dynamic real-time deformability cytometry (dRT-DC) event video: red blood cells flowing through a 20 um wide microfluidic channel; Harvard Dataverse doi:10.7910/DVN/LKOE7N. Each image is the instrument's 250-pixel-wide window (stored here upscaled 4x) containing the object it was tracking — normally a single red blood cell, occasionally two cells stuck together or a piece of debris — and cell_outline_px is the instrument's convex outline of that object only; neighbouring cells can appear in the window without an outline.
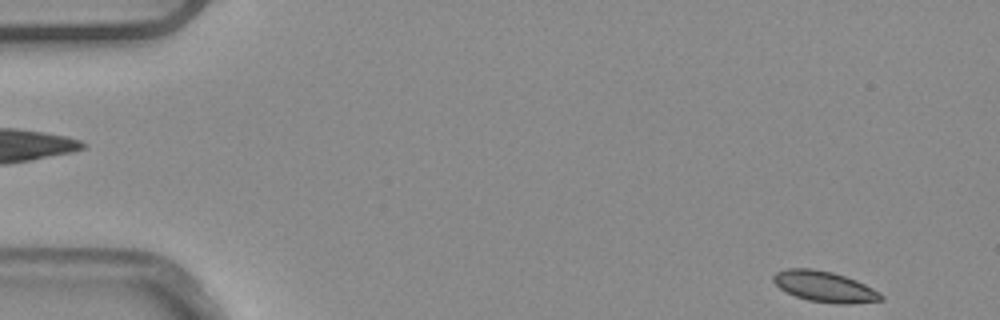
{"species": "common noctule bat (a hibernating species)", "species_latin": "Nyctalus noctula", "temperature_condition": "warm", "stored_images_in_passage": 5, "camera_frame_rate_fps": 3000, "um_per_image_px": 0.085, "animal": {"sex": "male", "body_mass_g": 20.4}, "frame": {"image": 1, "passage_image": 5, "time_ms": 1.333, "image_size_px": [1000, 320], "cell_outline_px": [[884, 300], [852, 304], [836, 304], [808, 300], [796, 296], [780, 288], [772, 280], [772, 276], [776, 272], [784, 268], [812, 268], [832, 272], [856, 280], [880, 292], [884, 296]], "centroid_in_image_um": [70.1, 24.36], "position_along_channel_um": 14.9, "area_um2": 19.36}}